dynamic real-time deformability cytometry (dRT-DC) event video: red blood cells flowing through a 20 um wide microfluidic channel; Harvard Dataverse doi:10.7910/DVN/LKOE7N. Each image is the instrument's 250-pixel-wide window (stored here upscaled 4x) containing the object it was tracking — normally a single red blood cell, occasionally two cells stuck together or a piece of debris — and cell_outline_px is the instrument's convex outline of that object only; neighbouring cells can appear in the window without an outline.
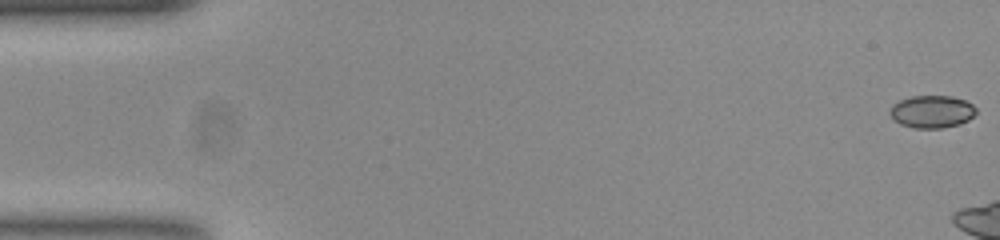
{"species": "common noctule bat (a hibernating species)", "species_latin": "Nyctalus noctula", "temperature_condition": "room temperature", "stored_images_in_passage": 12, "camera_frame_rate_fps": 3000, "um_per_image_px": 0.085, "animal": {"sex": "female", "body_mass_g": 23.0, "forearm_length_mm": 53.4}, "frame": {"image": 1, "passage_image": 1, "time_ms": 0.0, "image_size_px": [1000, 240], "cell_outline_px": [[976, 112], [968, 120], [960, 124], [944, 128], [916, 128], [900, 124], [888, 112], [892, 104], [900, 100], [912, 96], [952, 96], [964, 100], [972, 104], [976, 108]], "centroid_in_image_um": [79.21, 9.49], "position_along_channel_um": 5.8, "area_um2": 16.3}}